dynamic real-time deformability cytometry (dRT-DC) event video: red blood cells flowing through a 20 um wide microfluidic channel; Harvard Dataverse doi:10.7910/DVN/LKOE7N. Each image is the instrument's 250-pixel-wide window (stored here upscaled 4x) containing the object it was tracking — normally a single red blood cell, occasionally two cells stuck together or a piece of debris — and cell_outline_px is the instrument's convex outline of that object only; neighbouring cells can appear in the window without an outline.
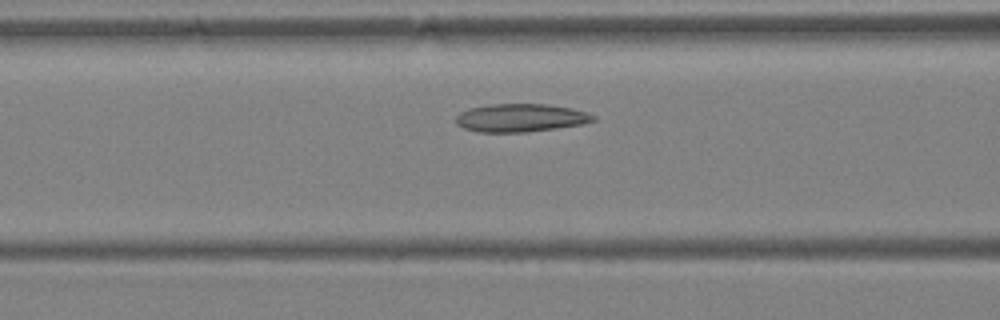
{"species": "Egyptian fruit bat (a non-hibernating species)", "species_latin": "Rousettus aegyptiacus", "temperature_condition": "warm", "stored_images_in_passage": 32, "camera_frame_rate_fps": 3000, "um_per_image_px": 0.085, "animal": {"sex": "female"}, "frame": {"image": 1, "passage_image": 10, "time_ms": 3.0, "image_size_px": [1000, 320], "cell_outline_px": [[596, 120], [584, 124], [528, 132], [480, 132], [464, 128], [456, 124], [456, 116], [460, 112], [472, 108], [492, 104], [548, 104], [572, 108], [588, 112], [596, 116]], "centroid_in_image_um": [44.3, 10.02], "position_along_channel_um": 122.3, "area_um2": 22.54}}
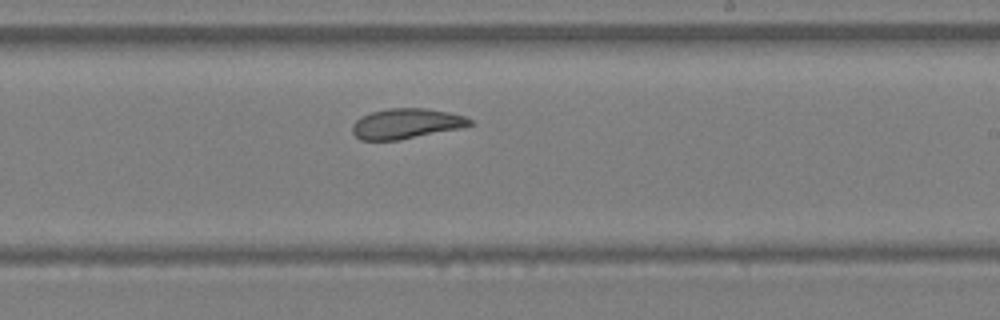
{"frame": {"image": 2, "passage_image": 18, "time_ms": 5.667, "image_size_px": [1000, 320], "cell_outline_px": [[472, 124], [464, 128], [400, 140], [360, 140], [352, 132], [352, 124], [360, 116], [372, 112], [388, 108], [428, 108], [448, 112], [464, 116], [472, 120]], "centroid_in_image_um": [34.54, 10.51], "position_along_channel_um": 254.5, "area_um2": 20.92}}
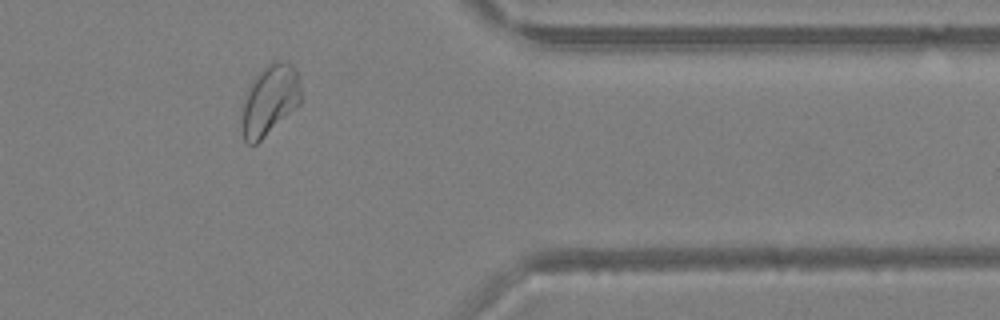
{"frame": {"image": 3, "passage_image": 27, "time_ms": 8.667, "image_size_px": [1000, 320], "cell_outline_px": [[300, 104], [256, 144], [248, 144], [244, 140], [240, 128], [240, 120], [244, 96], [252, 80], [272, 60], [284, 60], [292, 64], [296, 72], [300, 84]], "centroid_in_image_um": [22.88, 8.51], "position_along_channel_um": 388.5, "area_um2": 24.39}, "authors_computed_cell_mechanics": {"area_um2": 23.0044, "velocity_mm_per_s": 4.9759, "shape_relaxation_time_tau1_ms": 7.0205, "shape_relaxation_time_tau2_ms": 1.5377, "deformation_change_tau1": 0.2129, "deformation_change_tau2": 0.0641}}